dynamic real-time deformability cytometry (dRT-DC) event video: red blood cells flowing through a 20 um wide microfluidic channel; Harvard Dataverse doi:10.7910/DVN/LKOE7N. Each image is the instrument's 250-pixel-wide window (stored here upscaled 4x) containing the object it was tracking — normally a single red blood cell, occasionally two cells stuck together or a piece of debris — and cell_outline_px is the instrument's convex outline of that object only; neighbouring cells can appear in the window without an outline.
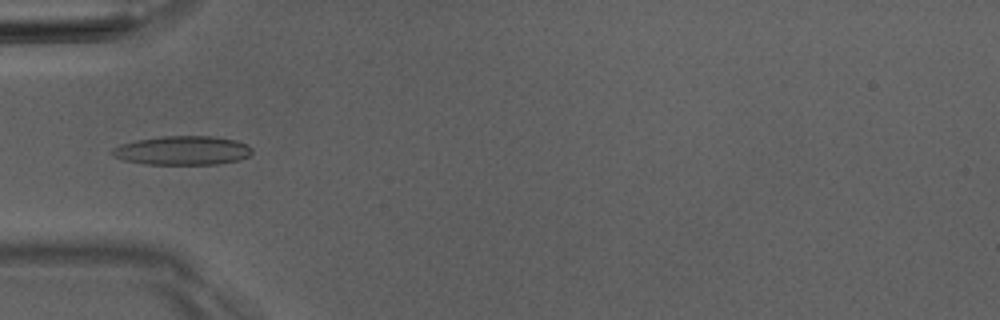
{"species": "Egyptian fruit bat (a non-hibernating species)", "species_latin": "Rousettus aegyptiacus", "temperature_condition": "room temperature", "stored_images_in_passage": 5, "camera_frame_rate_fps": 3000, "um_per_image_px": 0.085, "animal": {"sex": "male"}, "frame": {"image": 1, "passage_image": 3, "time_ms": 2.333, "image_size_px": [1000, 320], "cell_outline_px": [[252, 152], [248, 156], [240, 160], [220, 164], [144, 164], [120, 160], [112, 156], [108, 152], [112, 148], [120, 144], [136, 140], [164, 136], [212, 136], [236, 140], [248, 144], [252, 148]], "centroid_in_image_um": [15.47, 12.79], "position_along_channel_um": 69.5, "area_um2": 23.99}}